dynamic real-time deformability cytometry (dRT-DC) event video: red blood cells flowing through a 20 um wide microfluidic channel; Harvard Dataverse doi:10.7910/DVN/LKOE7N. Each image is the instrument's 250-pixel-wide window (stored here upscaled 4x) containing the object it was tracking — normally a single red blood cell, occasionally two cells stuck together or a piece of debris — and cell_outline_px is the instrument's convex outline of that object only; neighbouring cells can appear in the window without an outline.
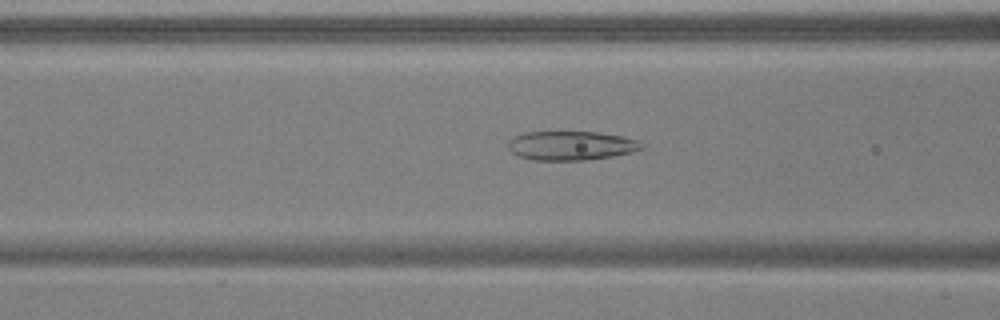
{"species": "common noctule bat (a hibernating species)", "species_latin": "Nyctalus noctula", "temperature_condition": "warm", "stored_images_in_passage": 53, "camera_frame_rate_fps": 3000, "um_per_image_px": 0.085, "animal": {"sex": "male", "body_mass_g": 17.9, "forearm_length_mm": 54.2}, "frame": {"image": 1, "passage_image": 21, "time_ms": 6.667, "image_size_px": [1000, 320], "cell_outline_px": [[644, 148], [632, 152], [612, 156], [584, 160], [532, 160], [516, 156], [508, 148], [508, 140], [512, 136], [524, 132], [600, 132], [624, 136], [640, 140], [644, 144]], "centroid_in_image_um": [48.54, 12.37], "position_along_channel_um": 118.1, "area_um2": 23.0}}
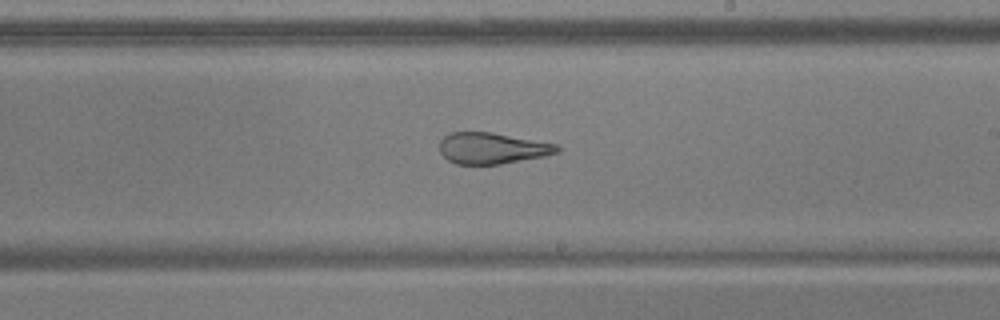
{"frame": {"image": 2, "passage_image": 31, "time_ms": 10.0, "image_size_px": [1000, 320], "cell_outline_px": [[560, 152], [544, 156], [500, 164], [456, 164], [448, 160], [440, 152], [440, 140], [448, 132], [492, 132], [556, 144], [560, 148]], "centroid_in_image_um": [41.81, 12.59], "position_along_channel_um": 247.2, "area_um2": 21.33}}
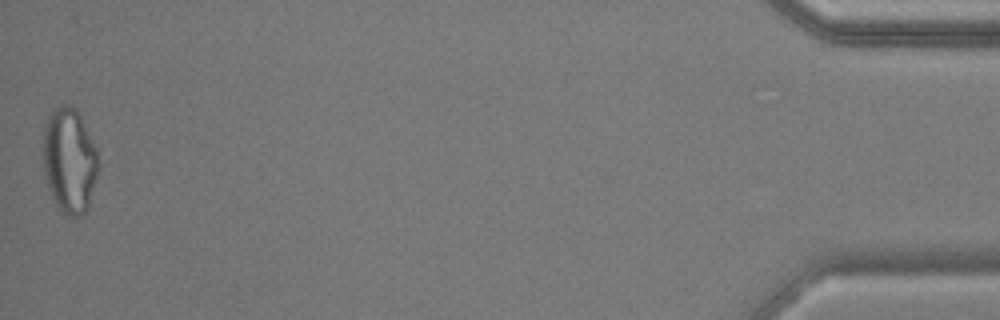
{"frame": {"image": 3, "passage_image": 52, "time_ms": 17.0, "image_size_px": [1000, 320], "cell_outline_px": [[100, 168], [88, 204], [84, 212], [80, 216], [72, 216], [64, 212], [56, 204], [48, 188], [44, 176], [44, 128], [48, 116], [60, 104], [68, 104], [76, 108], [96, 148], [100, 164]], "centroid_in_image_um": [5.91, 13.62], "position_along_channel_um": 429.3, "area_um2": 33.58}}